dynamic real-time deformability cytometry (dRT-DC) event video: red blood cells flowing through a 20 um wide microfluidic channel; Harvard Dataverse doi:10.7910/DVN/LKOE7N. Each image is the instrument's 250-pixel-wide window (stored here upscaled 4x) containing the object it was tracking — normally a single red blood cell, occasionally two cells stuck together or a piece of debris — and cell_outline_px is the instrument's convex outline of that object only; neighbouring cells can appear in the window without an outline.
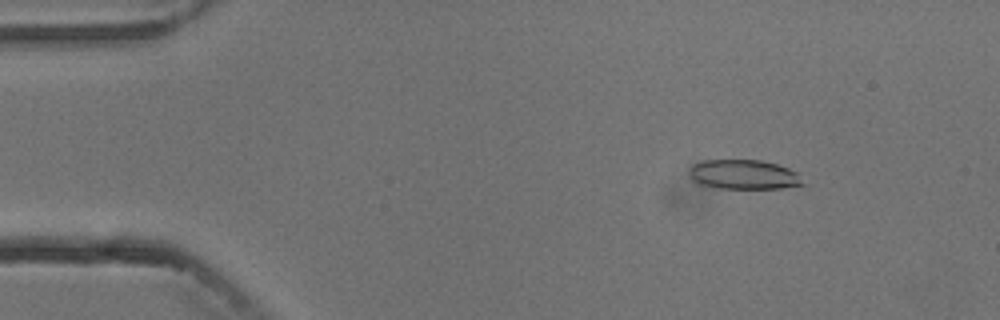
{"species": "common noctule bat (a hibernating species)", "species_latin": "Nyctalus noctula", "temperature_condition": "cold", "stored_images_in_passage": 4, "camera_frame_rate_fps": 3000, "um_per_image_px": 0.085, "animal": {"sex": "male", "body_mass_g": 13.3}, "frame": {"image": 1, "passage_image": 2, "time_ms": 1.333, "image_size_px": [1000, 320], "cell_outline_px": [[808, 184], [784, 188], [720, 188], [696, 184], [692, 180], [688, 168], [692, 164], [700, 160], [760, 160], [776, 164], [800, 172]], "centroid_in_image_um": [63.26, 14.84], "position_along_channel_um": 21.7, "area_um2": 20.06}}